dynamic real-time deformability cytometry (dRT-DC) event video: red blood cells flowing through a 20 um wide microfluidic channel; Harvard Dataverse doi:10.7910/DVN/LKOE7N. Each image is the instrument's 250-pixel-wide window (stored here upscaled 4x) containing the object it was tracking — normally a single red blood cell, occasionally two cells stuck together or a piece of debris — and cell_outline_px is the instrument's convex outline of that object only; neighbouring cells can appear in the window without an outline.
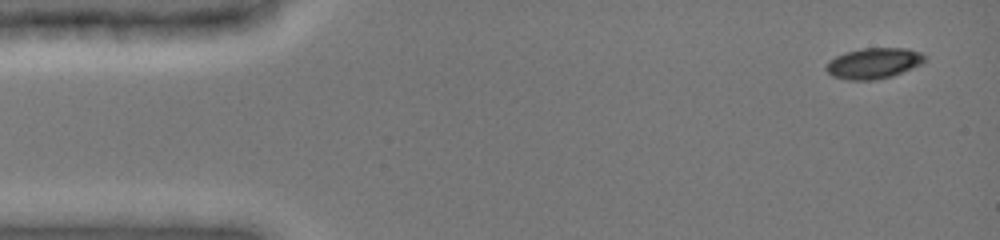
{"species": "common noctule bat (a hibernating species)", "species_latin": "Nyctalus noctula", "temperature_condition": "cold", "stored_images_in_passage": 7, "camera_frame_rate_fps": 3000, "um_per_image_px": 0.085, "animal": {"sex": "female", "body_mass_g": 19.0, "forearm_length_mm": 51.5}, "frame": {"image": 1, "passage_image": 1, "time_ms": 0.0, "image_size_px": [1000, 240], "cell_outline_px": [[928, 60], [920, 64], [892, 76], [872, 80], [848, 80], [832, 76], [824, 68], [828, 60], [844, 52], [864, 48], [908, 48], [924, 52]], "centroid_in_image_um": [74.27, 5.36], "position_along_channel_um": 10.7, "area_um2": 17.86}}
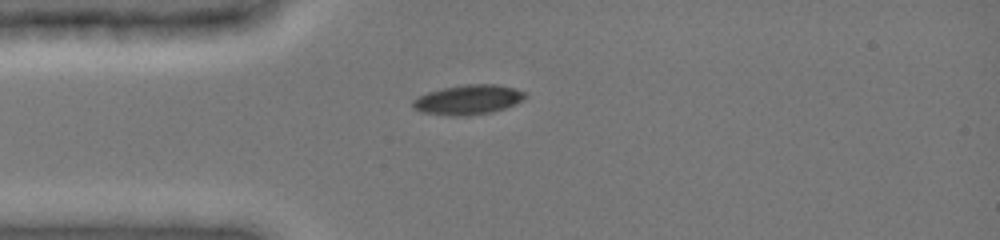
{"frame": {"image": 2, "passage_image": 5, "time_ms": 3.333, "image_size_px": [1000, 240], "cell_outline_px": [[528, 96], [524, 100], [504, 108], [492, 112], [468, 116], [452, 116], [424, 112], [412, 108], [412, 100], [428, 92], [444, 88], [468, 84], [496, 84], [512, 88], [524, 92]], "centroid_in_image_um": [39.8, 8.48], "position_along_channel_um": 45.2, "area_um2": 19.31}}